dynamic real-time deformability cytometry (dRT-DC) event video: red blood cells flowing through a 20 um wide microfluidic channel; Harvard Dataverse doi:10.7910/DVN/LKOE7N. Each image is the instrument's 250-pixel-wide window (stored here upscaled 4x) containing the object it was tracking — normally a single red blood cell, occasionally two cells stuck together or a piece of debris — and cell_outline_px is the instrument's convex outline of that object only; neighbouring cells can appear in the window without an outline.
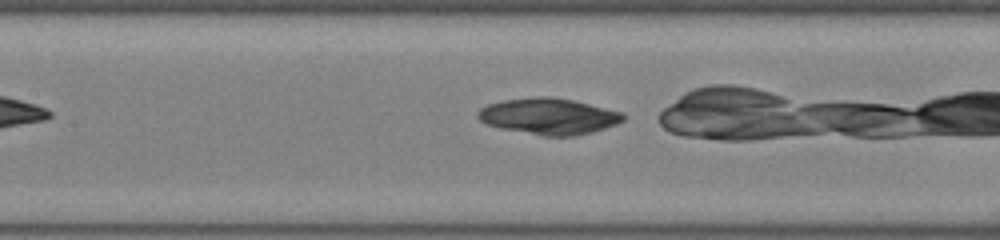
{"species": "common noctule bat (a hibernating species)", "species_latin": "Nyctalus noctula", "temperature_condition": "room temperature", "stored_images_in_passage": 31, "camera_frame_rate_fps": 3000, "um_per_image_px": 0.085, "animal": {"sex": "female", "body_mass_g": 22.0, "forearm_length_mm": 56.7}, "frame": {"image": 1, "passage_image": 8, "time_ms": 2.333, "image_size_px": [1000, 240], "cell_outline_px": [[624, 120], [616, 124], [592, 132], [576, 136], [544, 136], [500, 128], [488, 124], [480, 120], [476, 116], [476, 112], [480, 108], [488, 104], [504, 100], [536, 96], [548, 96], [572, 100], [624, 112]], "centroid_in_image_um": [46.64, 9.88], "position_along_channel_um": 160.8, "area_um2": 30.63}}
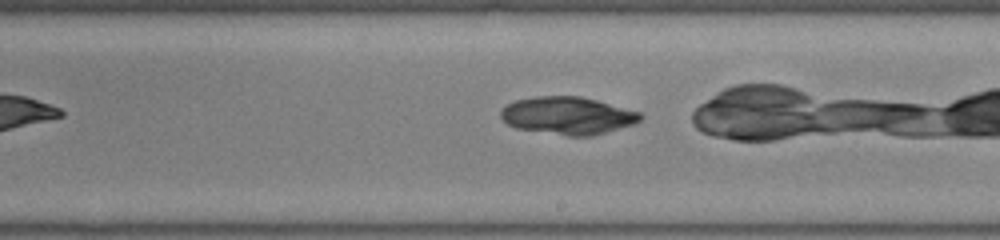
{"frame": {"image": 2, "passage_image": 14, "time_ms": 4.333, "image_size_px": [1000, 240], "cell_outline_px": [[644, 116], [636, 124], [592, 136], [568, 136], [516, 128], [508, 124], [500, 116], [500, 112], [508, 104], [516, 100], [536, 96], [580, 96], [596, 100], [640, 112]], "centroid_in_image_um": [48.29, 9.83], "position_along_channel_um": 240.7, "area_um2": 30.52}}
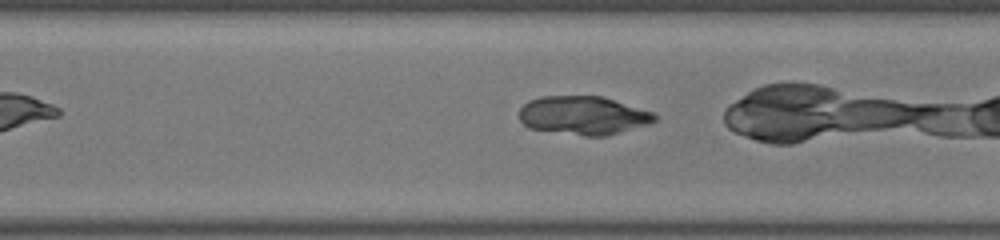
{"frame": {"image": 3, "passage_image": 20, "time_ms": 6.333, "image_size_px": [1000, 240], "cell_outline_px": [[656, 120], [648, 124], [608, 136], [584, 136], [528, 128], [520, 120], [520, 108], [528, 100], [540, 96], [600, 96], [652, 112], [656, 116]], "centroid_in_image_um": [49.54, 9.82], "position_along_channel_um": 321.1, "area_um2": 30.29}}